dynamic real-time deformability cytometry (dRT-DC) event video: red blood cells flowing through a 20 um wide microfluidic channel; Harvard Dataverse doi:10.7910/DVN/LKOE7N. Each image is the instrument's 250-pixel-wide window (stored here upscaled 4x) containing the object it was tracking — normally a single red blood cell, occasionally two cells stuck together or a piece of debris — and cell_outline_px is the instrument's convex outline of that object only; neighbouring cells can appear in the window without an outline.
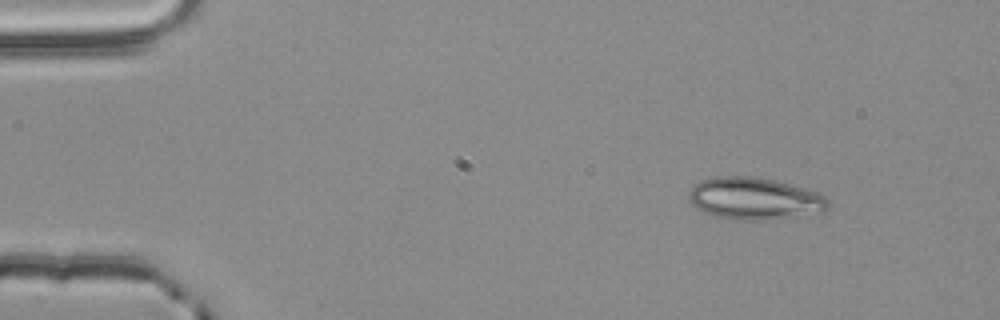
{"species": "common noctule bat (a hibernating species)", "species_latin": "Nyctalus noctula", "temperature_condition": "room temperature", "stored_images_in_passage": 2, "camera_frame_rate_fps": 3000, "um_per_image_px": 0.085, "animal": {"sex": "male", "body_mass_g": 20.4}, "frame": {"image": 1, "passage_image": 1, "time_ms": 0.0, "image_size_px": [1000, 320], "cell_outline_px": [[828, 208], [764, 220], [744, 220], [716, 216], [704, 212], [696, 208], [692, 204], [688, 196], [688, 192], [696, 184], [704, 180], [716, 176], [756, 176], [776, 180], [804, 188], [816, 192], [824, 196], [828, 200]], "centroid_in_image_um": [64.04, 16.84], "position_along_channel_um": 21.0, "area_um2": 33.23}}